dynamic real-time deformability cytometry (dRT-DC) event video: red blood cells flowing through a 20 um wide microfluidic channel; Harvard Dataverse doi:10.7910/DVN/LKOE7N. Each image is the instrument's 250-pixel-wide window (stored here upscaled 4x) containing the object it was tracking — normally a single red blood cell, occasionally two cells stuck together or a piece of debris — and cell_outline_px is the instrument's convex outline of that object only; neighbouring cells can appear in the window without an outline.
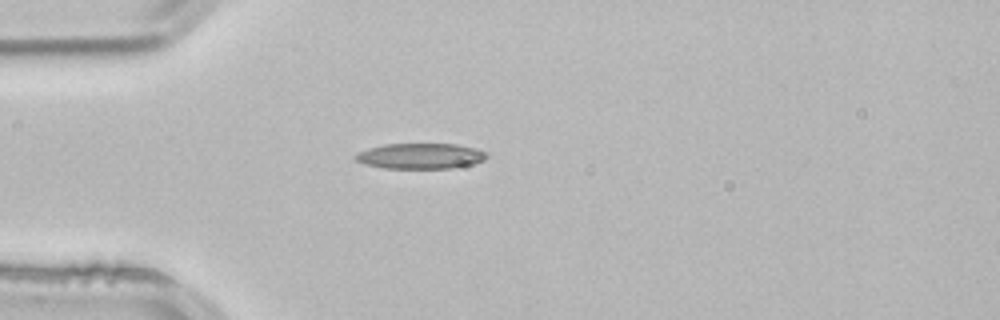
{"species": "common noctule bat (a hibernating species)", "species_latin": "Nyctalus noctula", "temperature_condition": "room temperature", "stored_images_in_passage": 4, "camera_frame_rate_fps": 3000, "um_per_image_px": 0.085, "animal": {"sex": "male", "body_mass_g": 21.5, "forearm_length_mm": 52.0}, "frame": {"image": 1, "passage_image": 4, "time_ms": 1.0, "image_size_px": [1000, 320], "cell_outline_px": [[488, 156], [484, 160], [472, 164], [452, 168], [384, 168], [364, 164], [356, 160], [352, 156], [356, 152], [368, 148], [384, 144], [456, 144], [476, 148], [488, 152]], "centroid_in_image_um": [35.72, 13.26], "position_along_channel_um": 49.3, "area_um2": 19.71}}